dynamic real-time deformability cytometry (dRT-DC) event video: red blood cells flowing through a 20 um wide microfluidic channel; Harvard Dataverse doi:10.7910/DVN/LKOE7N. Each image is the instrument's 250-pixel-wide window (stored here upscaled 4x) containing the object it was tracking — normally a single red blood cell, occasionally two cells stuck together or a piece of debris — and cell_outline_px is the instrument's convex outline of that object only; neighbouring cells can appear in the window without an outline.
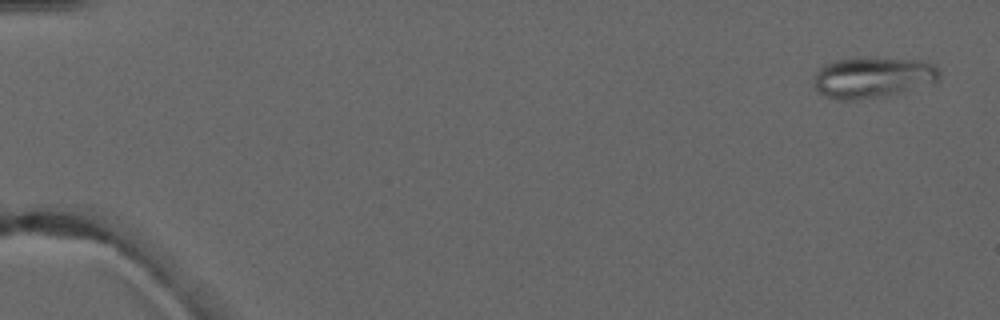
{"species": "common noctule bat (a hibernating species)", "species_latin": "Nyctalus noctula", "temperature_condition": "warm", "stored_images_in_passage": 3, "camera_frame_rate_fps": 3000, "um_per_image_px": 0.085, "animal": {"sex": "male", "forearm_length_mm": 52.5}, "frame": {"image": 1, "passage_image": 1, "time_ms": 0.0, "image_size_px": [1000, 320], "cell_outline_px": [[940, 80], [936, 84], [900, 92], [880, 96], [856, 100], [836, 100], [824, 96], [816, 88], [816, 72], [824, 64], [836, 60], [920, 60], [936, 64], [940, 72]], "centroid_in_image_um": [74.26, 6.62], "position_along_channel_um": 10.7, "area_um2": 29.25}}